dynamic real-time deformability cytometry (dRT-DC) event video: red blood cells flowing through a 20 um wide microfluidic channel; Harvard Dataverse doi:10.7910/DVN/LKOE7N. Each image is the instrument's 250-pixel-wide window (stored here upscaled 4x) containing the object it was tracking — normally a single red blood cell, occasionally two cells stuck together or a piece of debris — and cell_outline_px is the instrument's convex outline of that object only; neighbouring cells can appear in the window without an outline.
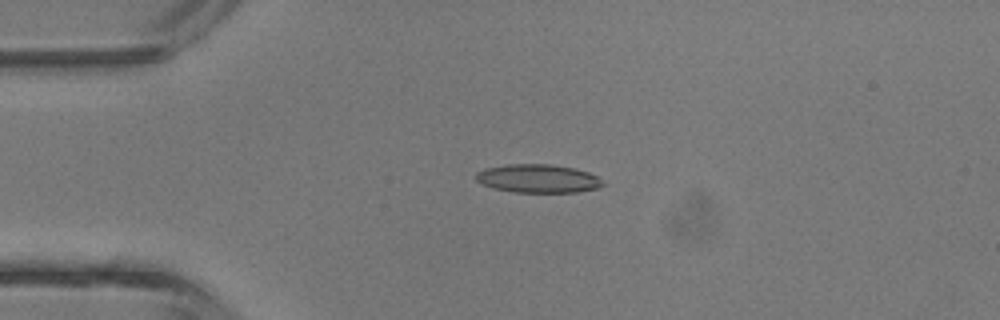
{"species": "common noctule bat (a hibernating species)", "species_latin": "Nyctalus noctula", "temperature_condition": "room temperature", "stored_images_in_passage": 5, "camera_frame_rate_fps": 3000, "um_per_image_px": 0.085, "animal": {"sex": "male", "body_mass_g": 13.3}, "frame": {"image": 1, "passage_image": 3, "time_ms": 2.333, "image_size_px": [1000, 320], "cell_outline_px": [[604, 184], [600, 188], [576, 192], [516, 192], [492, 188], [476, 180], [476, 172], [484, 168], [508, 164], [552, 164], [572, 168], [588, 172], [596, 176]], "centroid_in_image_um": [45.71, 15.17], "position_along_channel_um": 39.3, "area_um2": 20.92}}
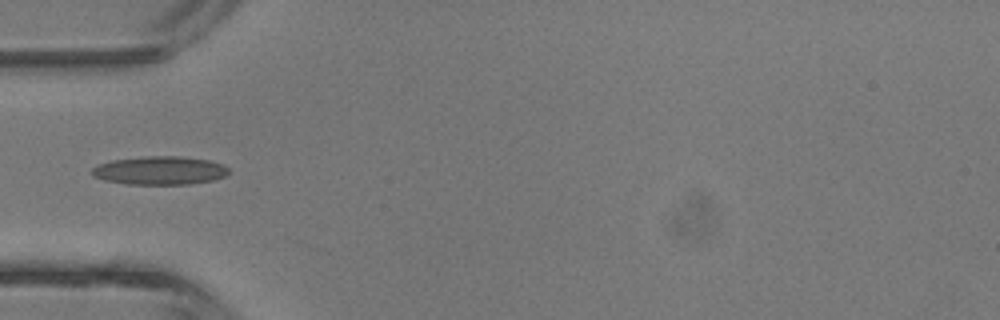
{"frame": {"image": 2, "passage_image": 4, "time_ms": 3.667, "image_size_px": [1000, 320], "cell_outline_px": [[228, 172], [224, 176], [212, 180], [192, 184], [128, 184], [104, 180], [92, 176], [92, 168], [100, 164], [112, 160], [144, 156], [180, 156], [208, 160], [224, 164], [228, 168]], "centroid_in_image_um": [13.58, 14.49], "position_along_channel_um": 71.4, "area_um2": 22.6}}
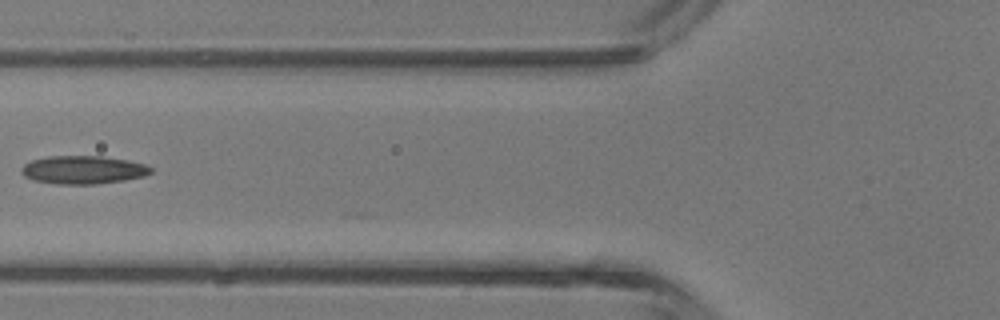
{"frame": {"image": 3, "passage_image": 5, "time_ms": 4.667, "image_size_px": [1000, 320], "cell_outline_px": [[152, 172], [144, 176], [124, 180], [96, 184], [56, 184], [32, 180], [24, 176], [20, 172], [20, 168], [24, 164], [32, 160], [48, 156], [100, 156], [128, 160], [148, 164], [152, 168]], "centroid_in_image_um": [7.06, 14.43], "position_along_channel_um": 118.7, "area_um2": 21.44}}